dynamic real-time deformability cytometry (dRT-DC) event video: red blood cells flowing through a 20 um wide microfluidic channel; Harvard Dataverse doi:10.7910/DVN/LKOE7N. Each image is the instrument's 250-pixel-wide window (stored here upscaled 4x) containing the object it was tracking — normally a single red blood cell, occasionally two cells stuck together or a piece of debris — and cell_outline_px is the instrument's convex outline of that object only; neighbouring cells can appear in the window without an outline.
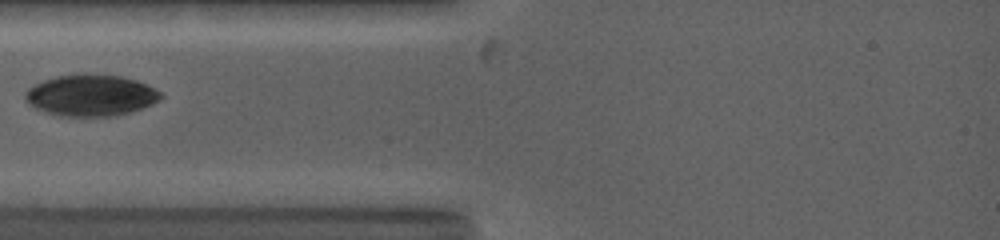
{"species": "common noctule bat (a hibernating species)", "species_latin": "Nyctalus noctula", "temperature_condition": "warm", "stored_images_in_passage": 14, "camera_frame_rate_fps": 5000, "um_per_image_px": 0.085, "animal": {"sex": "female", "body_mass_g": 19.0, "forearm_length_mm": 53.3}, "frame": {"image": 1, "passage_image": 1, "time_ms": 0.0, "image_size_px": [1000, 240], "cell_outline_px": [[164, 96], [160, 100], [152, 104], [128, 112], [112, 116], [60, 116], [44, 112], [28, 104], [24, 96], [24, 92], [28, 88], [44, 80], [56, 76], [84, 72], [120, 76], [136, 80], [148, 84], [160, 92]], "centroid_in_image_um": [7.7, 8.08], "position_along_channel_um": 77.3, "area_um2": 33.0}}
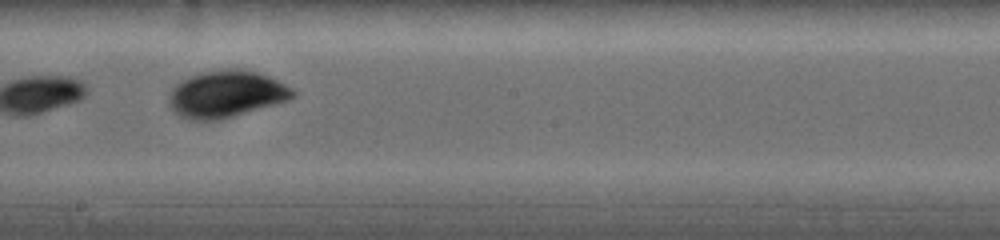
{"frame": {"image": 2, "passage_image": 7, "time_ms": 3.8, "image_size_px": [1000, 240], "cell_outline_px": [[296, 96], [288, 100], [220, 120], [188, 120], [180, 116], [168, 104], [168, 100], [172, 88], [180, 80], [200, 72], [224, 68], [240, 68], [256, 72], [268, 76], [292, 88], [296, 92]], "centroid_in_image_um": [19.2, 7.98], "position_along_channel_um": 229.0, "area_um2": 33.93}}